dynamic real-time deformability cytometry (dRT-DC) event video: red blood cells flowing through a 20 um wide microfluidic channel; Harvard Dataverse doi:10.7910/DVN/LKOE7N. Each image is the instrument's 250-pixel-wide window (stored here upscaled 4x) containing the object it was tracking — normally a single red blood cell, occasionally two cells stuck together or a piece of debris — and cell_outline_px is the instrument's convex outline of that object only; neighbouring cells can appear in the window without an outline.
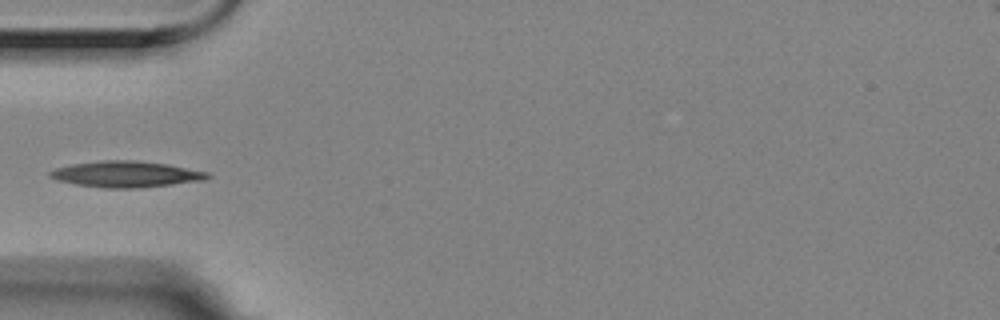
{"species": "Egyptian fruit bat (a non-hibernating species)", "species_latin": "Rousettus aegyptiacus", "temperature_condition": "room temperature", "stored_images_in_passage": 3, "camera_frame_rate_fps": 3000, "um_per_image_px": 0.085, "animal": {"sex": "female"}, "frame": {"image": 1, "passage_image": 3, "time_ms": 0.667, "image_size_px": [1000, 320], "cell_outline_px": [[212, 176], [204, 180], [140, 188], [104, 188], [76, 184], [60, 180], [48, 176], [48, 172], [56, 168], [72, 164], [104, 160], [136, 160], [164, 164], [208, 172]], "centroid_in_image_um": [10.71, 14.81], "position_along_channel_um": 74.3, "area_um2": 23.7}}